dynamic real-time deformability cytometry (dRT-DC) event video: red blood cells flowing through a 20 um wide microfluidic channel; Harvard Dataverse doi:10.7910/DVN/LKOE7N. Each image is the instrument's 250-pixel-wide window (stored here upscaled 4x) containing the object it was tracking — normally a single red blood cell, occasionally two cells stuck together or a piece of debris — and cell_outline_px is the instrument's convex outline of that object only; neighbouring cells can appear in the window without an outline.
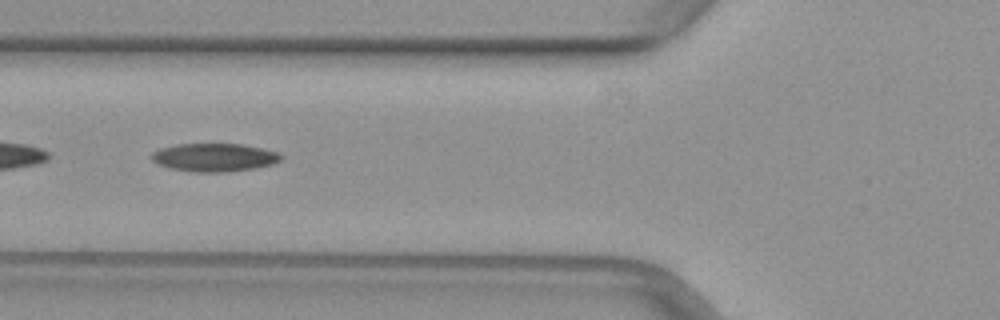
{"species": "common noctule bat (a hibernating species)", "species_latin": "Nyctalus noctula", "temperature_condition": "warm", "stored_images_in_passage": 40, "camera_frame_rate_fps": 3000, "um_per_image_px": 0.085, "animal": {"sex": "female", "body_mass_g": 29.2, "forearm_length_mm": 56.3}, "frame": {"image": 1, "passage_image": 9, "time_ms": 2.667, "image_size_px": [1000, 320], "cell_outline_px": [[284, 156], [280, 160], [272, 164], [256, 168], [224, 172], [196, 172], [168, 168], [152, 160], [152, 152], [160, 148], [176, 144], [240, 144], [280, 152]], "centroid_in_image_um": [18.23, 13.38], "position_along_channel_um": 107.6, "area_um2": 21.21}}
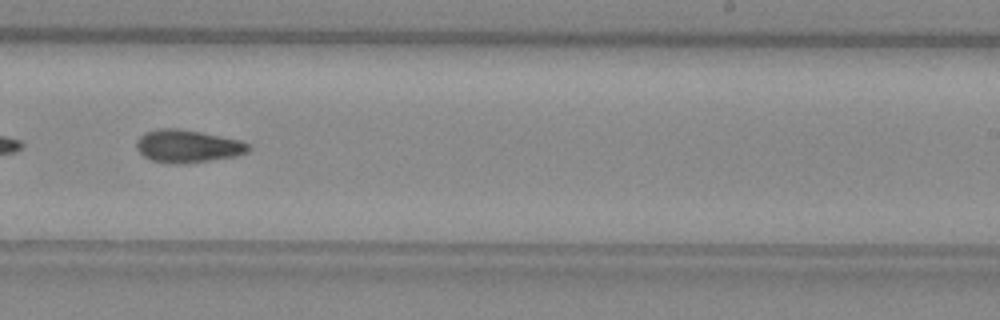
{"frame": {"image": 2, "passage_image": 21, "time_ms": 6.667, "image_size_px": [1000, 320], "cell_outline_px": [[252, 148], [248, 152], [236, 156], [212, 160], [180, 164], [168, 164], [152, 160], [144, 156], [136, 148], [136, 140], [144, 132], [160, 128], [176, 128], [200, 132], [240, 140], [248, 144]], "centroid_in_image_um": [15.94, 12.43], "position_along_channel_um": 273.1, "area_um2": 21.44}}
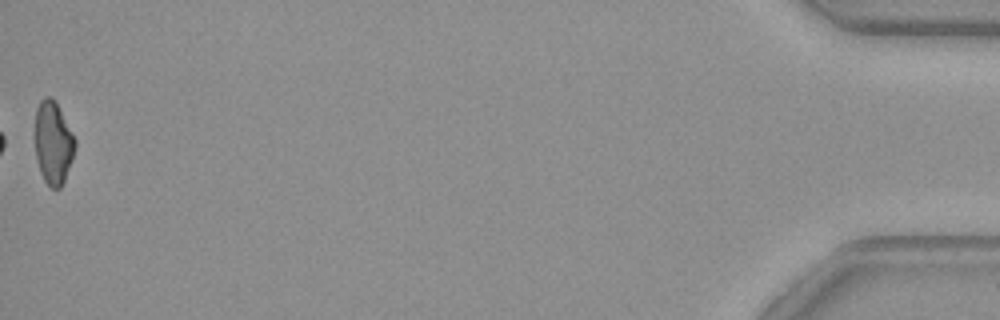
{"frame": {"image": 3, "passage_image": 40, "time_ms": 13.0, "image_size_px": [1000, 320], "cell_outline_px": [[76, 148], [72, 160], [64, 180], [60, 188], [52, 188], [44, 180], [40, 172], [36, 156], [36, 108], [40, 100], [44, 96], [52, 96], [56, 100], [76, 140]], "centroid_in_image_um": [4.54, 12.09], "position_along_channel_um": 430.7, "area_um2": 19.36}}